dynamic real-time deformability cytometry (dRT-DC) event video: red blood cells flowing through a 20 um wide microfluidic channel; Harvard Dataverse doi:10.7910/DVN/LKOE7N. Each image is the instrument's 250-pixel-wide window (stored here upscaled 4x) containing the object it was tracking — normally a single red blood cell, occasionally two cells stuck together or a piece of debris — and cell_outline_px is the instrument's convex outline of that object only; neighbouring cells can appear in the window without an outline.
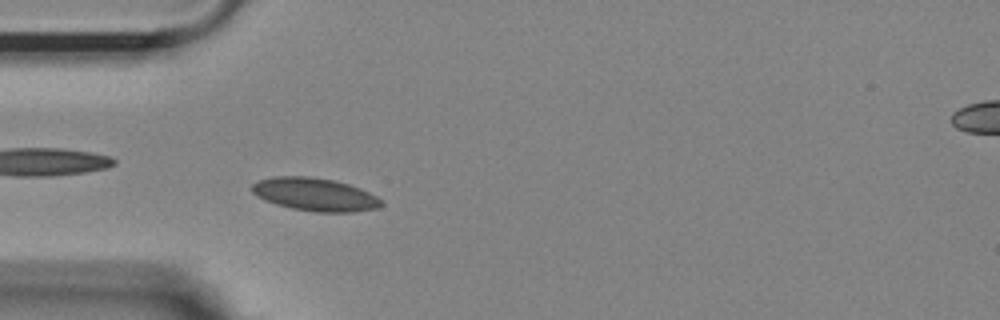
{"species": "Egyptian fruit bat (a non-hibernating species)", "species_latin": "Rousettus aegyptiacus", "temperature_condition": "room temperature", "stored_images_in_passage": 35, "camera_frame_rate_fps": 3000, "um_per_image_px": 0.085, "animal": {"sex": "female"}, "frame": {"image": 1, "passage_image": 11, "time_ms": 3.333, "image_size_px": [1000, 320], "cell_outline_px": [[384, 204], [376, 208], [352, 212], [316, 212], [292, 208], [276, 204], [264, 200], [252, 192], [248, 188], [252, 184], [260, 180], [272, 176], [308, 176], [336, 180], [360, 188], [384, 200]], "centroid_in_image_um": [26.76, 16.52], "position_along_channel_um": 58.2, "area_um2": 25.03}}
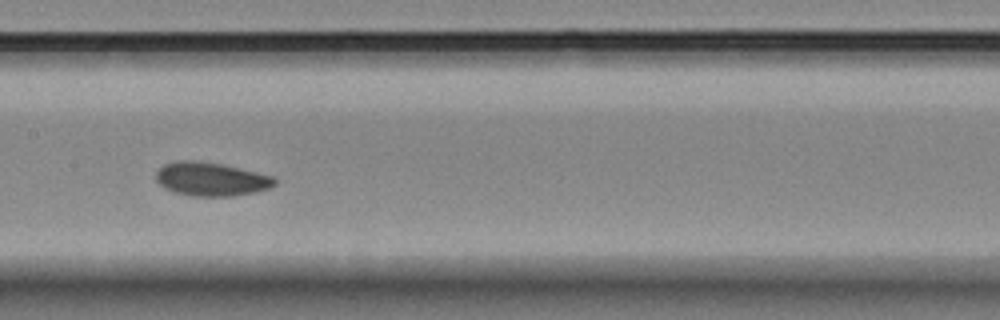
{"frame": {"image": 2, "passage_image": 22, "time_ms": 7.0, "image_size_px": [1000, 320], "cell_outline_px": [[276, 184], [268, 188], [256, 192], [232, 196], [192, 196], [172, 192], [164, 188], [156, 180], [156, 172], [164, 164], [176, 160], [200, 160], [240, 168], [276, 176]], "centroid_in_image_um": [17.94, 15.22], "position_along_channel_um": 189.5, "area_um2": 23.52}}
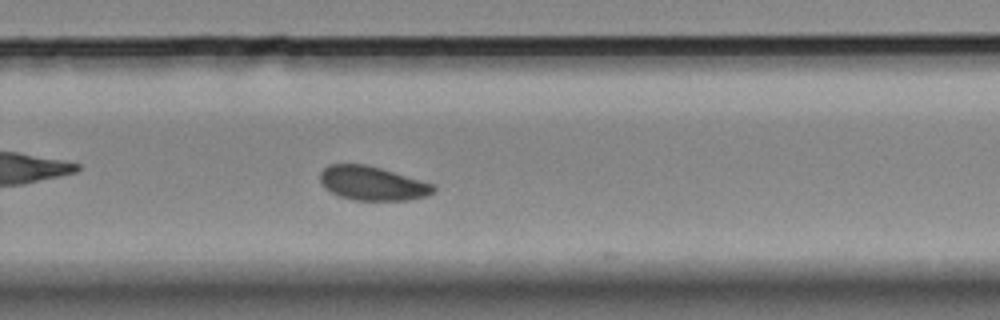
{"frame": {"image": 3, "passage_image": 31, "time_ms": 10.0, "image_size_px": [1000, 320], "cell_outline_px": [[436, 192], [428, 196], [408, 200], [352, 200], [340, 196], [324, 188], [320, 180], [320, 172], [328, 164], [364, 164], [380, 168], [436, 184]], "centroid_in_image_um": [31.69, 15.59], "position_along_channel_um": 298.1, "area_um2": 22.66}}